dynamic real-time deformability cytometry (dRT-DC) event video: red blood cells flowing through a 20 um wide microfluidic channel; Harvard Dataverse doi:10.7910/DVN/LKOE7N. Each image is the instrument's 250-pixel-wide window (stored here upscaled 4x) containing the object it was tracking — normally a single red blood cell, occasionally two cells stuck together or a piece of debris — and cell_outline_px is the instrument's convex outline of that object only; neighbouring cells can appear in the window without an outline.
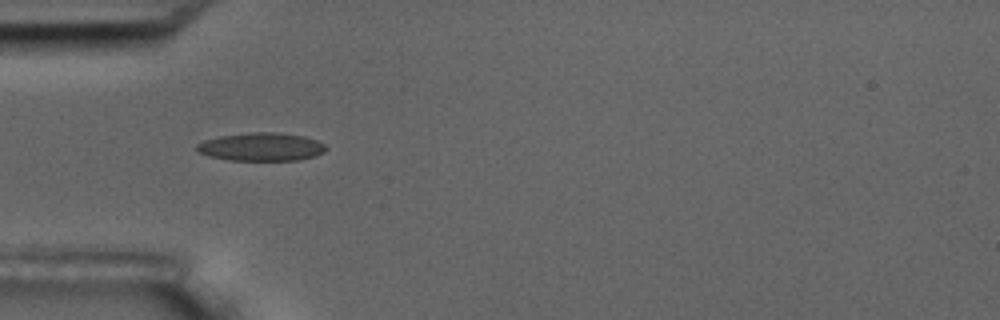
{"species": "common noctule bat (a hibernating species)", "species_latin": "Nyctalus noctula", "temperature_condition": "room temperature", "stored_images_in_passage": 4, "camera_frame_rate_fps": 3000, "um_per_image_px": 0.085, "animal": {"sex": "male", "body_mass_g": 17.5, "forearm_length_mm": 52.3}, "frame": {"image": 1, "passage_image": 3, "time_ms": 2.333, "image_size_px": [1000, 320], "cell_outline_px": [[328, 148], [324, 152], [300, 160], [228, 160], [208, 156], [196, 152], [196, 144], [204, 140], [220, 136], [248, 132], [276, 132], [304, 136], [316, 140], [324, 144]], "centroid_in_image_um": [22.17, 12.48], "position_along_channel_um": 62.8, "area_um2": 21.33}}